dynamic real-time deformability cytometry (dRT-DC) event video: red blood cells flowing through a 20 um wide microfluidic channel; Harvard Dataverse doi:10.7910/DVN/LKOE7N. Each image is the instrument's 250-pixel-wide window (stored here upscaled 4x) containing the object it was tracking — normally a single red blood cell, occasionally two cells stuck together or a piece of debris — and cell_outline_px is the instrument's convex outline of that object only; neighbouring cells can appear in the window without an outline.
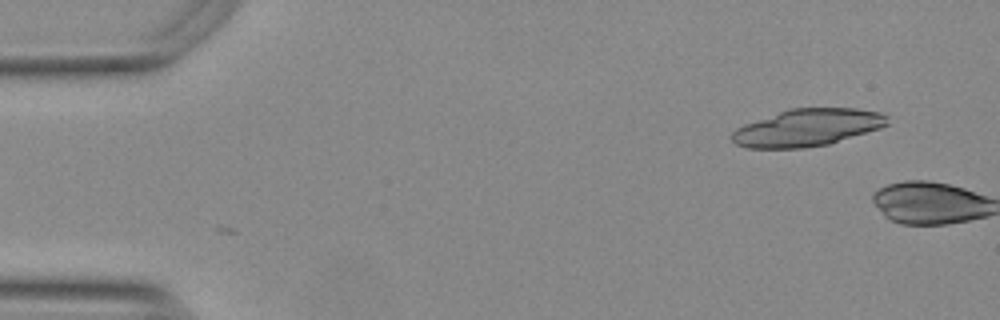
{"species": "Egyptian fruit bat (a non-hibernating species)", "species_latin": "Rousettus aegyptiacus", "temperature_condition": "warm", "stored_images_in_passage": 2, "camera_frame_rate_fps": 3000, "um_per_image_px": 0.085, "animal": {"sex": "female"}, "frame": {"image": 1, "passage_image": 1, "time_ms": 0.0, "image_size_px": [1000, 320], "cell_outline_px": [[888, 124], [880, 128], [828, 144], [800, 148], [748, 148], [736, 144], [732, 140], [732, 132], [736, 128], [744, 124], [788, 108], [856, 108], [880, 112], [888, 116]], "centroid_in_image_um": [68.62, 10.84], "position_along_channel_um": 16.4, "area_um2": 33.64}}